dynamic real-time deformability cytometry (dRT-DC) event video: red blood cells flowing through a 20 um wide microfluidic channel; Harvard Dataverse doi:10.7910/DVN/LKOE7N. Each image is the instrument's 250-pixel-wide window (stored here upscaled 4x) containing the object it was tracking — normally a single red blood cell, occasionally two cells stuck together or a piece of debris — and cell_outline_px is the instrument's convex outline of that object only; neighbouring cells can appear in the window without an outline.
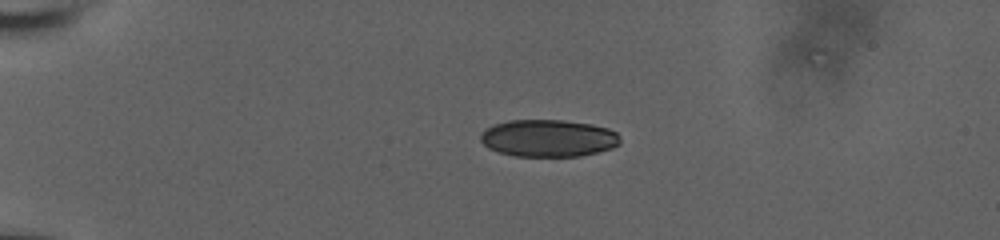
{"species": "human", "species_latin": "Homo sapiens", "temperature_condition": "room temperature", "stored_images_in_passage": 43, "camera_frame_rate_fps": 3000, "um_per_image_px": 0.085, "donor": {"sex": "male"}, "frame": {"image": 1, "passage_image": 1, "time_ms": 0.0, "image_size_px": [1000, 240], "cell_outline_px": [[620, 144], [612, 148], [580, 156], [512, 156], [496, 152], [488, 148], [480, 140], [480, 136], [492, 124], [508, 120], [560, 120], [592, 124], [608, 128], [616, 132], [620, 136]], "centroid_in_image_um": [46.6, 11.75], "position_along_channel_um": 38.4, "area_um2": 30.4}}
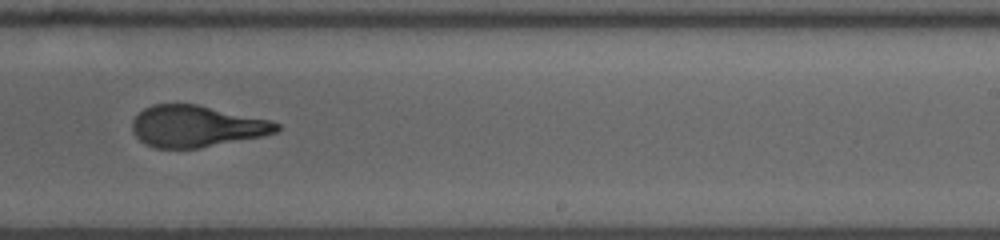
{"frame": {"image": 2, "passage_image": 24, "time_ms": 7.667, "image_size_px": [1000, 240], "cell_outline_px": [[280, 128], [276, 132], [264, 136], [200, 148], [156, 148], [144, 144], [132, 132], [132, 120], [144, 108], [152, 104], [196, 104], [272, 120], [280, 124]], "centroid_in_image_um": [16.71, 10.74], "position_along_channel_um": 272.3, "area_um2": 35.08}}
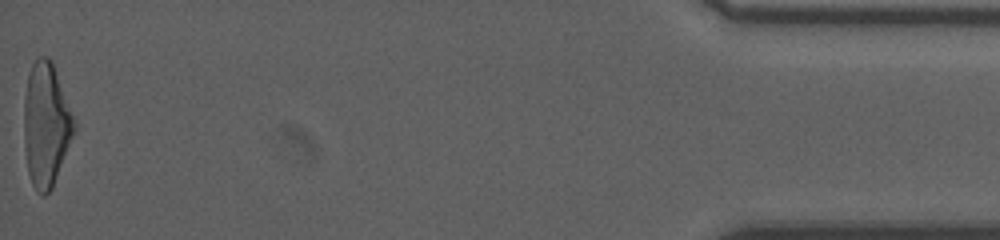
{"frame": {"image": 3, "passage_image": 43, "time_ms": 14.0, "image_size_px": [1000, 240], "cell_outline_px": [[76, 128], [52, 188], [44, 196], [40, 196], [36, 192], [32, 184], [28, 172], [24, 144], [24, 96], [28, 72], [36, 56], [48, 56], [52, 60], [76, 124]], "centroid_in_image_um": [3.89, 10.57], "position_along_channel_um": 431.3, "area_um2": 36.3}, "authors_computed_cell_mechanics": {"area_um2": 35.7204, "velocity_mm_per_s": 3.8682, "shape_relaxation_time_tau1_ms": 4.5986, "shape_relaxation_time_tau2_ms": 1.0366, "deformation_change_tau1": 0.2071, "deformation_change_tau2": 0.0904}}